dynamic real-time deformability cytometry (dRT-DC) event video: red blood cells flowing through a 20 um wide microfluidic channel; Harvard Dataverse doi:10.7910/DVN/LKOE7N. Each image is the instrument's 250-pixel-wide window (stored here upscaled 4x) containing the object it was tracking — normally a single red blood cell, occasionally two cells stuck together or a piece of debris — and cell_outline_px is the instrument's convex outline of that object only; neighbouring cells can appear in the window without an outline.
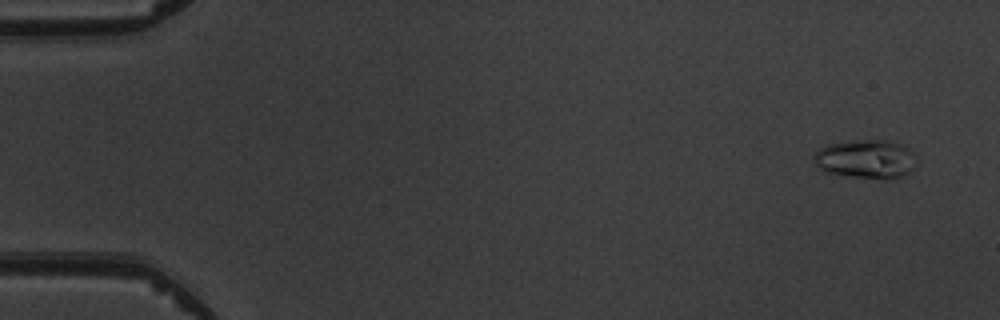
{"species": "common noctule bat (a hibernating species)", "species_latin": "Nyctalus noctula", "temperature_condition": "warm", "stored_images_in_passage": 4, "camera_frame_rate_fps": 3000, "um_per_image_px": 0.085, "animal": {"sex": "male", "body_mass_g": 19.5, "forearm_length_mm": 54.6}, "frame": {"image": 1, "passage_image": 1, "time_ms": 0.0, "image_size_px": [1000, 320], "cell_outline_px": [[912, 168], [908, 172], [892, 180], [884, 180], [824, 172], [812, 160], [812, 156], [820, 148], [828, 144], [848, 140], [888, 140], [900, 144], [908, 148], [912, 152]], "centroid_in_image_um": [73.53, 13.51], "position_along_channel_um": 11.5, "area_um2": 23.06}}